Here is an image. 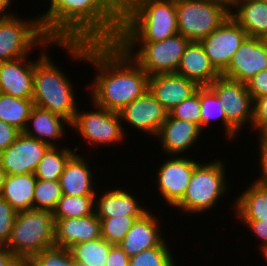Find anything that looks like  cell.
<instances>
[{"instance_id": "cell-45", "label": "cell", "mask_w": 267, "mask_h": 266, "mask_svg": "<svg viewBox=\"0 0 267 266\" xmlns=\"http://www.w3.org/2000/svg\"><path fill=\"white\" fill-rule=\"evenodd\" d=\"M19 259L5 246H0V266H16Z\"/></svg>"}, {"instance_id": "cell-28", "label": "cell", "mask_w": 267, "mask_h": 266, "mask_svg": "<svg viewBox=\"0 0 267 266\" xmlns=\"http://www.w3.org/2000/svg\"><path fill=\"white\" fill-rule=\"evenodd\" d=\"M35 174L6 175L0 196L17 212L33 209Z\"/></svg>"}, {"instance_id": "cell-7", "label": "cell", "mask_w": 267, "mask_h": 266, "mask_svg": "<svg viewBox=\"0 0 267 266\" xmlns=\"http://www.w3.org/2000/svg\"><path fill=\"white\" fill-rule=\"evenodd\" d=\"M190 41L182 34L157 42H116L149 76L175 73Z\"/></svg>"}, {"instance_id": "cell-37", "label": "cell", "mask_w": 267, "mask_h": 266, "mask_svg": "<svg viewBox=\"0 0 267 266\" xmlns=\"http://www.w3.org/2000/svg\"><path fill=\"white\" fill-rule=\"evenodd\" d=\"M201 103H200V87L197 91L188 97L186 100L180 102L173 108L169 114L173 118L187 120L198 124L201 128Z\"/></svg>"}, {"instance_id": "cell-27", "label": "cell", "mask_w": 267, "mask_h": 266, "mask_svg": "<svg viewBox=\"0 0 267 266\" xmlns=\"http://www.w3.org/2000/svg\"><path fill=\"white\" fill-rule=\"evenodd\" d=\"M234 198L230 209L235 218L240 221L267 220V192L255 180Z\"/></svg>"}, {"instance_id": "cell-32", "label": "cell", "mask_w": 267, "mask_h": 266, "mask_svg": "<svg viewBox=\"0 0 267 266\" xmlns=\"http://www.w3.org/2000/svg\"><path fill=\"white\" fill-rule=\"evenodd\" d=\"M111 245L106 240L99 238L73 244L68 249L75 261L88 266H105Z\"/></svg>"}, {"instance_id": "cell-2", "label": "cell", "mask_w": 267, "mask_h": 266, "mask_svg": "<svg viewBox=\"0 0 267 266\" xmlns=\"http://www.w3.org/2000/svg\"><path fill=\"white\" fill-rule=\"evenodd\" d=\"M37 13L45 35L56 41L116 42L122 23L120 0H49Z\"/></svg>"}, {"instance_id": "cell-38", "label": "cell", "mask_w": 267, "mask_h": 266, "mask_svg": "<svg viewBox=\"0 0 267 266\" xmlns=\"http://www.w3.org/2000/svg\"><path fill=\"white\" fill-rule=\"evenodd\" d=\"M31 260L37 266H73V258L69 249L56 246L41 251Z\"/></svg>"}, {"instance_id": "cell-52", "label": "cell", "mask_w": 267, "mask_h": 266, "mask_svg": "<svg viewBox=\"0 0 267 266\" xmlns=\"http://www.w3.org/2000/svg\"><path fill=\"white\" fill-rule=\"evenodd\" d=\"M73 266H88V265L87 264H84L82 262L73 260Z\"/></svg>"}, {"instance_id": "cell-44", "label": "cell", "mask_w": 267, "mask_h": 266, "mask_svg": "<svg viewBox=\"0 0 267 266\" xmlns=\"http://www.w3.org/2000/svg\"><path fill=\"white\" fill-rule=\"evenodd\" d=\"M130 257L118 245H111L105 266H129Z\"/></svg>"}, {"instance_id": "cell-42", "label": "cell", "mask_w": 267, "mask_h": 266, "mask_svg": "<svg viewBox=\"0 0 267 266\" xmlns=\"http://www.w3.org/2000/svg\"><path fill=\"white\" fill-rule=\"evenodd\" d=\"M240 223L246 226V229L250 231V234L255 236V239H259V244H257L259 245V250L267 246V220L240 221Z\"/></svg>"}, {"instance_id": "cell-11", "label": "cell", "mask_w": 267, "mask_h": 266, "mask_svg": "<svg viewBox=\"0 0 267 266\" xmlns=\"http://www.w3.org/2000/svg\"><path fill=\"white\" fill-rule=\"evenodd\" d=\"M200 162L192 157L167 155L164 162L156 170V183L158 195L171 209L183 198L190 183L195 166Z\"/></svg>"}, {"instance_id": "cell-15", "label": "cell", "mask_w": 267, "mask_h": 266, "mask_svg": "<svg viewBox=\"0 0 267 266\" xmlns=\"http://www.w3.org/2000/svg\"><path fill=\"white\" fill-rule=\"evenodd\" d=\"M122 126L136 128L147 137L155 138L169 112L149 91L119 111Z\"/></svg>"}, {"instance_id": "cell-48", "label": "cell", "mask_w": 267, "mask_h": 266, "mask_svg": "<svg viewBox=\"0 0 267 266\" xmlns=\"http://www.w3.org/2000/svg\"><path fill=\"white\" fill-rule=\"evenodd\" d=\"M258 135L257 138V143L259 144L258 147H267V125L264 126L259 132L258 134H256V136Z\"/></svg>"}, {"instance_id": "cell-56", "label": "cell", "mask_w": 267, "mask_h": 266, "mask_svg": "<svg viewBox=\"0 0 267 266\" xmlns=\"http://www.w3.org/2000/svg\"><path fill=\"white\" fill-rule=\"evenodd\" d=\"M128 1H129V0H120L122 6H123L125 3H127Z\"/></svg>"}, {"instance_id": "cell-20", "label": "cell", "mask_w": 267, "mask_h": 266, "mask_svg": "<svg viewBox=\"0 0 267 266\" xmlns=\"http://www.w3.org/2000/svg\"><path fill=\"white\" fill-rule=\"evenodd\" d=\"M200 86L176 73L149 76L148 91L170 112L180 102L193 95Z\"/></svg>"}, {"instance_id": "cell-54", "label": "cell", "mask_w": 267, "mask_h": 266, "mask_svg": "<svg viewBox=\"0 0 267 266\" xmlns=\"http://www.w3.org/2000/svg\"><path fill=\"white\" fill-rule=\"evenodd\" d=\"M16 266H29L25 261H19Z\"/></svg>"}, {"instance_id": "cell-31", "label": "cell", "mask_w": 267, "mask_h": 266, "mask_svg": "<svg viewBox=\"0 0 267 266\" xmlns=\"http://www.w3.org/2000/svg\"><path fill=\"white\" fill-rule=\"evenodd\" d=\"M34 107L32 99L13 97L0 92V120L23 132Z\"/></svg>"}, {"instance_id": "cell-36", "label": "cell", "mask_w": 267, "mask_h": 266, "mask_svg": "<svg viewBox=\"0 0 267 266\" xmlns=\"http://www.w3.org/2000/svg\"><path fill=\"white\" fill-rule=\"evenodd\" d=\"M141 216H118L113 218H99L101 238L108 243L119 244L126 236L136 219Z\"/></svg>"}, {"instance_id": "cell-13", "label": "cell", "mask_w": 267, "mask_h": 266, "mask_svg": "<svg viewBox=\"0 0 267 266\" xmlns=\"http://www.w3.org/2000/svg\"><path fill=\"white\" fill-rule=\"evenodd\" d=\"M52 46L57 47V41L48 38L39 47L37 60L31 59L30 55L0 62V92L13 97L32 99L35 63L48 51V47Z\"/></svg>"}, {"instance_id": "cell-57", "label": "cell", "mask_w": 267, "mask_h": 266, "mask_svg": "<svg viewBox=\"0 0 267 266\" xmlns=\"http://www.w3.org/2000/svg\"><path fill=\"white\" fill-rule=\"evenodd\" d=\"M265 42H266V44H267V36L263 39Z\"/></svg>"}, {"instance_id": "cell-5", "label": "cell", "mask_w": 267, "mask_h": 266, "mask_svg": "<svg viewBox=\"0 0 267 266\" xmlns=\"http://www.w3.org/2000/svg\"><path fill=\"white\" fill-rule=\"evenodd\" d=\"M217 159L209 160L208 163H204L202 160V163L200 161L195 166L183 198L172 210L180 211L179 214L184 212V216L188 214L191 217L192 214H197L198 217L201 213L203 215L208 211L211 212L212 209L214 210L219 205L217 203L227 196L226 193H229L231 188V185L228 184V176L225 173L227 171L225 164L227 163L219 158Z\"/></svg>"}, {"instance_id": "cell-43", "label": "cell", "mask_w": 267, "mask_h": 266, "mask_svg": "<svg viewBox=\"0 0 267 266\" xmlns=\"http://www.w3.org/2000/svg\"><path fill=\"white\" fill-rule=\"evenodd\" d=\"M20 133L16 127L0 120V152L8 148Z\"/></svg>"}, {"instance_id": "cell-50", "label": "cell", "mask_w": 267, "mask_h": 266, "mask_svg": "<svg viewBox=\"0 0 267 266\" xmlns=\"http://www.w3.org/2000/svg\"><path fill=\"white\" fill-rule=\"evenodd\" d=\"M6 172L5 169L3 168L1 162H0V193L3 187V183L5 182V178H6Z\"/></svg>"}, {"instance_id": "cell-47", "label": "cell", "mask_w": 267, "mask_h": 266, "mask_svg": "<svg viewBox=\"0 0 267 266\" xmlns=\"http://www.w3.org/2000/svg\"><path fill=\"white\" fill-rule=\"evenodd\" d=\"M11 4H13L12 0H0V19L15 13V11H10L13 6Z\"/></svg>"}, {"instance_id": "cell-39", "label": "cell", "mask_w": 267, "mask_h": 266, "mask_svg": "<svg viewBox=\"0 0 267 266\" xmlns=\"http://www.w3.org/2000/svg\"><path fill=\"white\" fill-rule=\"evenodd\" d=\"M17 211L0 196V246H5L10 238Z\"/></svg>"}, {"instance_id": "cell-9", "label": "cell", "mask_w": 267, "mask_h": 266, "mask_svg": "<svg viewBox=\"0 0 267 266\" xmlns=\"http://www.w3.org/2000/svg\"><path fill=\"white\" fill-rule=\"evenodd\" d=\"M231 2L176 0L178 33L200 42L230 16Z\"/></svg>"}, {"instance_id": "cell-22", "label": "cell", "mask_w": 267, "mask_h": 266, "mask_svg": "<svg viewBox=\"0 0 267 266\" xmlns=\"http://www.w3.org/2000/svg\"><path fill=\"white\" fill-rule=\"evenodd\" d=\"M67 125V126H66ZM66 127L71 129V122L61 115L50 110L34 105L28 118V123L23 131L26 135L38 139L50 146H60L58 143L67 133ZM57 142V143H56Z\"/></svg>"}, {"instance_id": "cell-41", "label": "cell", "mask_w": 267, "mask_h": 266, "mask_svg": "<svg viewBox=\"0 0 267 266\" xmlns=\"http://www.w3.org/2000/svg\"><path fill=\"white\" fill-rule=\"evenodd\" d=\"M246 85L253 101L257 98L267 96V69L254 75Z\"/></svg>"}, {"instance_id": "cell-6", "label": "cell", "mask_w": 267, "mask_h": 266, "mask_svg": "<svg viewBox=\"0 0 267 266\" xmlns=\"http://www.w3.org/2000/svg\"><path fill=\"white\" fill-rule=\"evenodd\" d=\"M55 246V219L52 211L28 209L17 213L5 245L20 261Z\"/></svg>"}, {"instance_id": "cell-55", "label": "cell", "mask_w": 267, "mask_h": 266, "mask_svg": "<svg viewBox=\"0 0 267 266\" xmlns=\"http://www.w3.org/2000/svg\"><path fill=\"white\" fill-rule=\"evenodd\" d=\"M213 1H219V2H231L232 0H213Z\"/></svg>"}, {"instance_id": "cell-24", "label": "cell", "mask_w": 267, "mask_h": 266, "mask_svg": "<svg viewBox=\"0 0 267 266\" xmlns=\"http://www.w3.org/2000/svg\"><path fill=\"white\" fill-rule=\"evenodd\" d=\"M101 238L100 219L96 213L85 217L55 219V246L70 248L73 244Z\"/></svg>"}, {"instance_id": "cell-29", "label": "cell", "mask_w": 267, "mask_h": 266, "mask_svg": "<svg viewBox=\"0 0 267 266\" xmlns=\"http://www.w3.org/2000/svg\"><path fill=\"white\" fill-rule=\"evenodd\" d=\"M200 103H201V129H209L213 121L218 124V120L223 124V135L232 141L238 139L239 132L227 121L225 109L216 94L208 86H200ZM237 136V137H236ZM236 137V138H235Z\"/></svg>"}, {"instance_id": "cell-8", "label": "cell", "mask_w": 267, "mask_h": 266, "mask_svg": "<svg viewBox=\"0 0 267 266\" xmlns=\"http://www.w3.org/2000/svg\"><path fill=\"white\" fill-rule=\"evenodd\" d=\"M90 104L94 108L92 111L81 110L79 105L71 122V130H74V133L76 131L78 137L86 141V146L94 150L99 146L107 148L115 144L122 145L123 141L125 143L129 132L127 134V128L122 126L119 112L109 111L92 101Z\"/></svg>"}, {"instance_id": "cell-34", "label": "cell", "mask_w": 267, "mask_h": 266, "mask_svg": "<svg viewBox=\"0 0 267 266\" xmlns=\"http://www.w3.org/2000/svg\"><path fill=\"white\" fill-rule=\"evenodd\" d=\"M165 239L159 246L152 247L131 256L129 266H177L170 242Z\"/></svg>"}, {"instance_id": "cell-25", "label": "cell", "mask_w": 267, "mask_h": 266, "mask_svg": "<svg viewBox=\"0 0 267 266\" xmlns=\"http://www.w3.org/2000/svg\"><path fill=\"white\" fill-rule=\"evenodd\" d=\"M176 74L208 86L221 74L211 64L201 42L190 41L181 56Z\"/></svg>"}, {"instance_id": "cell-30", "label": "cell", "mask_w": 267, "mask_h": 266, "mask_svg": "<svg viewBox=\"0 0 267 266\" xmlns=\"http://www.w3.org/2000/svg\"><path fill=\"white\" fill-rule=\"evenodd\" d=\"M75 150L67 144L62 146H50L35 170L37 180L54 181L59 180L68 160L81 148L78 144Z\"/></svg>"}, {"instance_id": "cell-40", "label": "cell", "mask_w": 267, "mask_h": 266, "mask_svg": "<svg viewBox=\"0 0 267 266\" xmlns=\"http://www.w3.org/2000/svg\"><path fill=\"white\" fill-rule=\"evenodd\" d=\"M267 125V96L257 98L253 101V117L249 131L256 134ZM252 129V130H251ZM253 131V132H252Z\"/></svg>"}, {"instance_id": "cell-16", "label": "cell", "mask_w": 267, "mask_h": 266, "mask_svg": "<svg viewBox=\"0 0 267 266\" xmlns=\"http://www.w3.org/2000/svg\"><path fill=\"white\" fill-rule=\"evenodd\" d=\"M49 144L21 132L16 140L0 152V162L7 175L34 174Z\"/></svg>"}, {"instance_id": "cell-46", "label": "cell", "mask_w": 267, "mask_h": 266, "mask_svg": "<svg viewBox=\"0 0 267 266\" xmlns=\"http://www.w3.org/2000/svg\"><path fill=\"white\" fill-rule=\"evenodd\" d=\"M259 149V153L257 154L259 156V173H261L263 176L267 178V147H256Z\"/></svg>"}, {"instance_id": "cell-51", "label": "cell", "mask_w": 267, "mask_h": 266, "mask_svg": "<svg viewBox=\"0 0 267 266\" xmlns=\"http://www.w3.org/2000/svg\"><path fill=\"white\" fill-rule=\"evenodd\" d=\"M260 253H262L261 255L263 256L262 258L265 260H263V262H266L267 264V246H264L263 248L260 249Z\"/></svg>"}, {"instance_id": "cell-18", "label": "cell", "mask_w": 267, "mask_h": 266, "mask_svg": "<svg viewBox=\"0 0 267 266\" xmlns=\"http://www.w3.org/2000/svg\"><path fill=\"white\" fill-rule=\"evenodd\" d=\"M203 131L194 122L173 118L170 114L159 129L155 139L161 144L162 152L167 155L186 156L200 142ZM196 143V144H195ZM195 144V145H194Z\"/></svg>"}, {"instance_id": "cell-12", "label": "cell", "mask_w": 267, "mask_h": 266, "mask_svg": "<svg viewBox=\"0 0 267 266\" xmlns=\"http://www.w3.org/2000/svg\"><path fill=\"white\" fill-rule=\"evenodd\" d=\"M208 87L221 101L227 121L238 132L242 131L243 128L251 127L253 99L246 84L220 75Z\"/></svg>"}, {"instance_id": "cell-3", "label": "cell", "mask_w": 267, "mask_h": 266, "mask_svg": "<svg viewBox=\"0 0 267 266\" xmlns=\"http://www.w3.org/2000/svg\"><path fill=\"white\" fill-rule=\"evenodd\" d=\"M176 34V0H129L116 42H157Z\"/></svg>"}, {"instance_id": "cell-26", "label": "cell", "mask_w": 267, "mask_h": 266, "mask_svg": "<svg viewBox=\"0 0 267 266\" xmlns=\"http://www.w3.org/2000/svg\"><path fill=\"white\" fill-rule=\"evenodd\" d=\"M230 16L248 36H267V0H232Z\"/></svg>"}, {"instance_id": "cell-10", "label": "cell", "mask_w": 267, "mask_h": 266, "mask_svg": "<svg viewBox=\"0 0 267 266\" xmlns=\"http://www.w3.org/2000/svg\"><path fill=\"white\" fill-rule=\"evenodd\" d=\"M47 39L38 15L22 18L15 12L1 18L0 62L30 56L31 52H36Z\"/></svg>"}, {"instance_id": "cell-4", "label": "cell", "mask_w": 267, "mask_h": 266, "mask_svg": "<svg viewBox=\"0 0 267 266\" xmlns=\"http://www.w3.org/2000/svg\"><path fill=\"white\" fill-rule=\"evenodd\" d=\"M50 55L48 50L35 63L32 100L34 105L72 122L79 107L76 102L77 92L74 91L76 88L67 72L58 67Z\"/></svg>"}, {"instance_id": "cell-33", "label": "cell", "mask_w": 267, "mask_h": 266, "mask_svg": "<svg viewBox=\"0 0 267 266\" xmlns=\"http://www.w3.org/2000/svg\"><path fill=\"white\" fill-rule=\"evenodd\" d=\"M95 196L62 195L53 210L54 219L85 217L95 214Z\"/></svg>"}, {"instance_id": "cell-14", "label": "cell", "mask_w": 267, "mask_h": 266, "mask_svg": "<svg viewBox=\"0 0 267 266\" xmlns=\"http://www.w3.org/2000/svg\"><path fill=\"white\" fill-rule=\"evenodd\" d=\"M247 36L245 30L229 16L200 42L211 64L221 74Z\"/></svg>"}, {"instance_id": "cell-17", "label": "cell", "mask_w": 267, "mask_h": 266, "mask_svg": "<svg viewBox=\"0 0 267 266\" xmlns=\"http://www.w3.org/2000/svg\"><path fill=\"white\" fill-rule=\"evenodd\" d=\"M264 69H267L266 42L262 38L247 36L221 75L246 84Z\"/></svg>"}, {"instance_id": "cell-35", "label": "cell", "mask_w": 267, "mask_h": 266, "mask_svg": "<svg viewBox=\"0 0 267 266\" xmlns=\"http://www.w3.org/2000/svg\"><path fill=\"white\" fill-rule=\"evenodd\" d=\"M34 190L33 209L49 210L53 212L63 195L59 180H37Z\"/></svg>"}, {"instance_id": "cell-21", "label": "cell", "mask_w": 267, "mask_h": 266, "mask_svg": "<svg viewBox=\"0 0 267 266\" xmlns=\"http://www.w3.org/2000/svg\"><path fill=\"white\" fill-rule=\"evenodd\" d=\"M155 214L152 209H149L136 219L125 238L118 244L129 257L159 246L165 240L166 236L163 235L164 231L161 229L162 220L160 222L161 218Z\"/></svg>"}, {"instance_id": "cell-49", "label": "cell", "mask_w": 267, "mask_h": 266, "mask_svg": "<svg viewBox=\"0 0 267 266\" xmlns=\"http://www.w3.org/2000/svg\"><path fill=\"white\" fill-rule=\"evenodd\" d=\"M255 181L267 192V178L265 176L260 173L259 177L255 178Z\"/></svg>"}, {"instance_id": "cell-53", "label": "cell", "mask_w": 267, "mask_h": 266, "mask_svg": "<svg viewBox=\"0 0 267 266\" xmlns=\"http://www.w3.org/2000/svg\"><path fill=\"white\" fill-rule=\"evenodd\" d=\"M29 266H37L31 259L25 261Z\"/></svg>"}, {"instance_id": "cell-23", "label": "cell", "mask_w": 267, "mask_h": 266, "mask_svg": "<svg viewBox=\"0 0 267 266\" xmlns=\"http://www.w3.org/2000/svg\"><path fill=\"white\" fill-rule=\"evenodd\" d=\"M86 154L76 152L66 163L59 181L62 193L69 196H95L97 187L89 164L91 161L85 158ZM89 161V162H87ZM93 171V172H92ZM95 172V173H94Z\"/></svg>"}, {"instance_id": "cell-19", "label": "cell", "mask_w": 267, "mask_h": 266, "mask_svg": "<svg viewBox=\"0 0 267 266\" xmlns=\"http://www.w3.org/2000/svg\"><path fill=\"white\" fill-rule=\"evenodd\" d=\"M98 187L95 195V213L98 218H113L118 216H142L149 209L146 202L144 203L141 197H136L130 188V192L126 187H110L108 190ZM126 188V189H125ZM102 190V193L100 191ZM143 202V203H142ZM142 204V205H141ZM144 204V205H143Z\"/></svg>"}, {"instance_id": "cell-1", "label": "cell", "mask_w": 267, "mask_h": 266, "mask_svg": "<svg viewBox=\"0 0 267 266\" xmlns=\"http://www.w3.org/2000/svg\"><path fill=\"white\" fill-rule=\"evenodd\" d=\"M70 58L95 70L89 100L109 111L119 112L148 91L149 75L116 43L57 41Z\"/></svg>"}]
</instances>
